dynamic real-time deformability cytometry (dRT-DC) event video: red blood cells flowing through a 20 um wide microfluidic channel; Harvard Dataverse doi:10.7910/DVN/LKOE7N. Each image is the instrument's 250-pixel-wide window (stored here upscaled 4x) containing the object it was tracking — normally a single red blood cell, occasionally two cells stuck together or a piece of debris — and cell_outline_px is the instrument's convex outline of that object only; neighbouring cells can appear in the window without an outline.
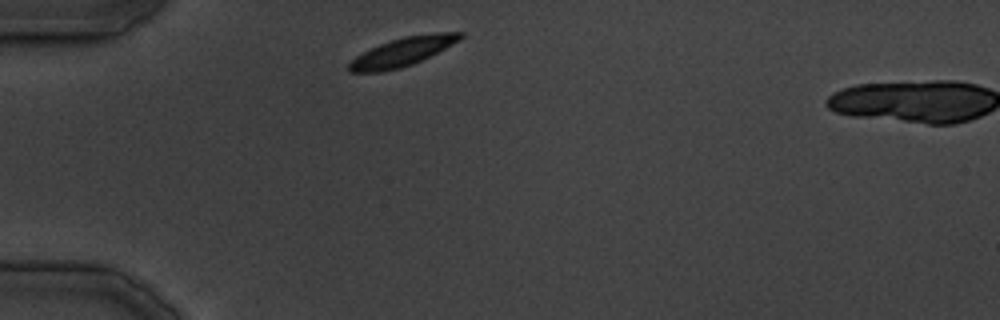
{"species": "common noctule bat (a hibernating species)", "species_latin": "Nyctalus noctula", "temperature_condition": "cold", "stored_images_in_passage": 2, "camera_frame_rate_fps": 3000, "um_per_image_px": 0.085, "animal": {"sex": "male", "body_mass_g": 19.5, "forearm_length_mm": 54.6}, "frame": {"image": 1, "passage_image": 1, "time_ms": 0.0, "image_size_px": [1000, 320], "cell_outline_px": [[464, 36], [460, 40], [412, 64], [400, 68], [380, 72], [348, 72], [348, 64], [356, 56], [380, 44], [404, 36], [432, 32], [464, 32]], "centroid_in_image_um": [34.21, 4.39], "position_along_channel_um": 50.8, "area_um2": 18.26}}